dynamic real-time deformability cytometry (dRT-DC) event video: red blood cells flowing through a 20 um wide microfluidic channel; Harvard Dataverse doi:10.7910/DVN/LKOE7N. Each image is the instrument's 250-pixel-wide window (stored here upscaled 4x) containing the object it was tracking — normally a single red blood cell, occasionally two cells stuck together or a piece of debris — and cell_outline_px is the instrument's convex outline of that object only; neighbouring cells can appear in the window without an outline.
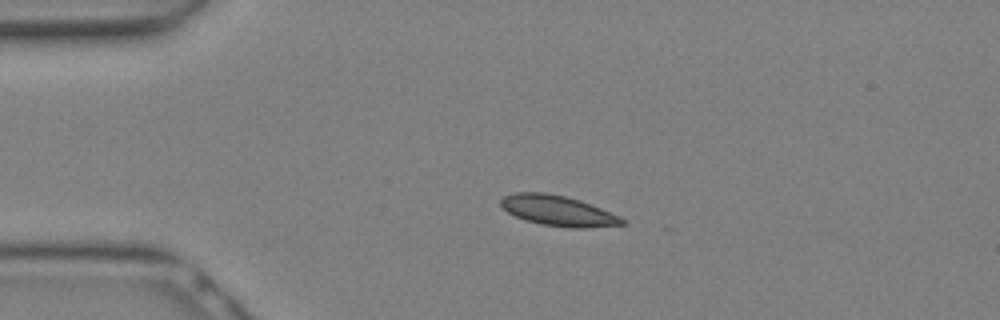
{"species": "Egyptian fruit bat (a non-hibernating species)", "species_latin": "Rousettus aegyptiacus", "temperature_condition": "warm", "stored_images_in_passage": 10, "camera_frame_rate_fps": 3000, "um_per_image_px": 0.085, "animal": {"sex": "female"}, "frame": {"image": 1, "passage_image": 6, "time_ms": 1.667, "image_size_px": [1000, 320], "cell_outline_px": [[624, 224], [584, 228], [572, 228], [540, 224], [524, 220], [508, 212], [500, 204], [500, 200], [504, 196], [516, 192], [544, 192], [564, 196], [580, 200], [620, 216], [624, 220]], "centroid_in_image_um": [47.4, 17.91], "position_along_channel_um": 37.6, "area_um2": 21.27}}
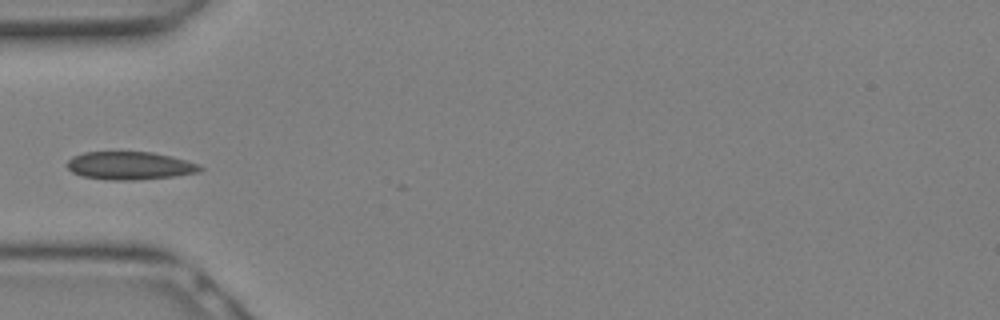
{"frame": {"image": 2, "passage_image": 9, "time_ms": 2.667, "image_size_px": [1000, 320], "cell_outline_px": [[204, 168], [200, 172], [176, 176], [136, 180], [112, 180], [80, 176], [72, 172], [68, 168], [68, 160], [72, 156], [84, 152], [152, 152], [172, 156], [196, 164]], "centroid_in_image_um": [11.02, 14.08], "position_along_channel_um": 74.0, "area_um2": 21.68}}